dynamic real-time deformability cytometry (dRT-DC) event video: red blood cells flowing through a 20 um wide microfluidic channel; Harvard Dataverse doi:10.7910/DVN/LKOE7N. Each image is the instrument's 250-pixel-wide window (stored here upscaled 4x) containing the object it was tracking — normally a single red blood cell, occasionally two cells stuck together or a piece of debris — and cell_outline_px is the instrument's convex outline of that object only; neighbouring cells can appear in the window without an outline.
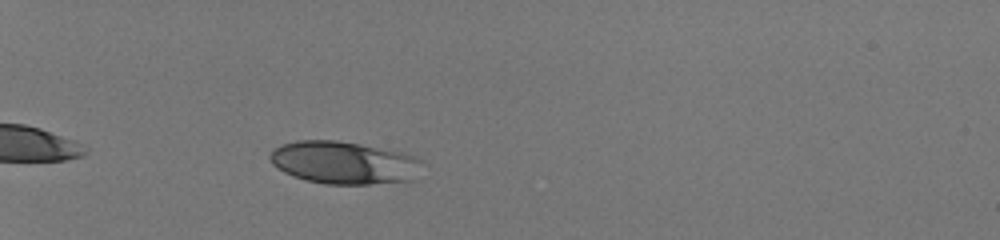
{"species": "human", "species_latin": "Homo sapiens", "temperature_condition": "room temperature", "stored_images_in_passage": 38, "camera_frame_rate_fps": 3000, "um_per_image_px": 0.085, "donor": {"sex": "male"}, "frame": {"image": 1, "passage_image": 6, "time_ms": 1.667, "image_size_px": [1000, 240], "cell_outline_px": [[424, 160], [416, 180], [368, 184], [324, 184], [292, 176], [284, 172], [272, 164], [268, 156], [272, 148], [280, 144], [296, 140], [336, 140], [360, 144], [404, 152], [416, 156]], "centroid_in_image_um": [29.26, 13.82], "position_along_channel_um": 55.7, "area_um2": 38.44}}
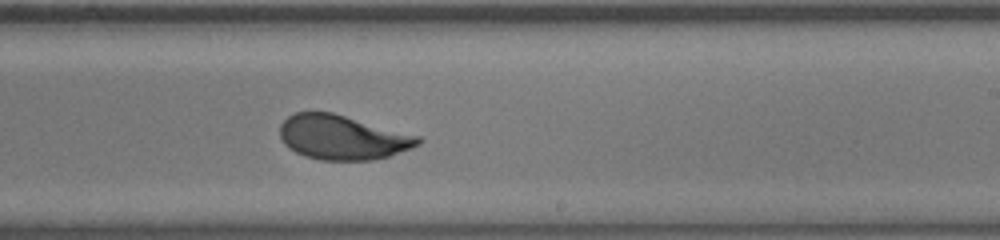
{"frame": {"image": 2, "passage_image": 24, "time_ms": 7.667, "image_size_px": [1000, 240], "cell_outline_px": [[424, 140], [420, 144], [412, 148], [388, 156], [372, 160], [320, 160], [304, 156], [288, 148], [284, 144], [280, 136], [280, 124], [288, 116], [296, 112], [332, 112], [420, 136]], "centroid_in_image_um": [29.11, 11.68], "position_along_channel_um": 259.9, "area_um2": 35.89}}
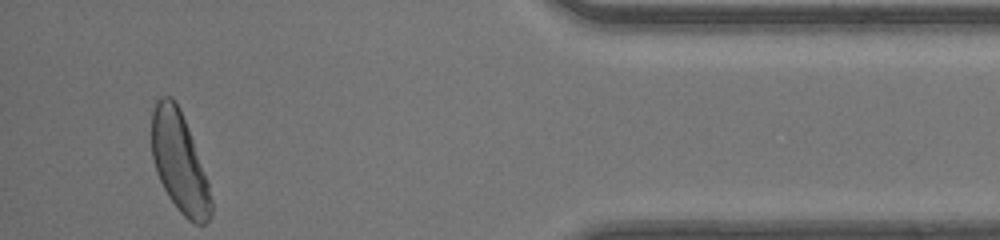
{"frame": {"image": 3, "passage_image": 38, "time_ms": 12.333, "image_size_px": [1000, 240], "cell_outline_px": [[212, 216], [204, 224], [196, 224], [188, 220], [180, 212], [168, 196], [156, 172], [152, 156], [152, 108], [156, 100], [160, 96], [172, 96], [180, 108], [208, 180], [212, 200]], "centroid_in_image_um": [15.25, 13.79], "position_along_channel_um": 419.9, "area_um2": 34.68}, "authors_computed_cell_mechanics": {"area_um2": 36.125, "velocity_mm_per_s": 4.161, "shape_relaxation_time_tau1_ms": 2.711, "shape_relaxation_time_tau2_ms": null, "deformation_change_tau1": 0.1533, "deformation_change_tau2": null}}